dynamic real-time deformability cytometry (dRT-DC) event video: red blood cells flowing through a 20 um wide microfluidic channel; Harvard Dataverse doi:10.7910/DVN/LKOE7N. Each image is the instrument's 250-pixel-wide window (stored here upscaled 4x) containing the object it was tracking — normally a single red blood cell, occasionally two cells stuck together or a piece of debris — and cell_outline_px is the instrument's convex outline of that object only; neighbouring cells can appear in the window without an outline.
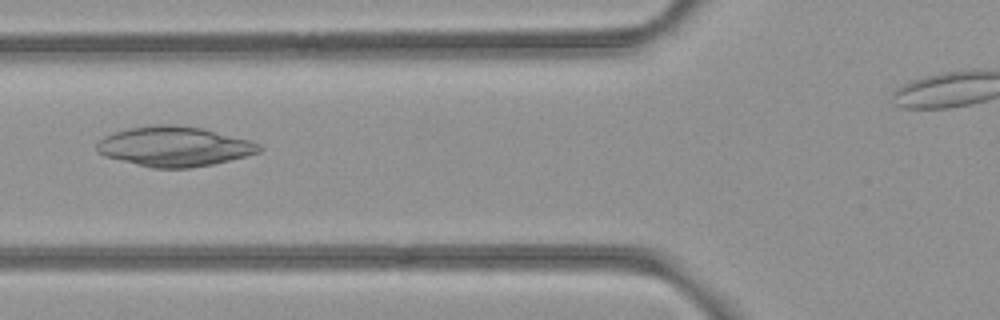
{"species": "common noctule bat (a hibernating species)", "species_latin": "Nyctalus noctula", "temperature_condition": "room temperature", "stored_images_in_passage": 7, "camera_frame_rate_fps": 3000, "um_per_image_px": 0.085, "animal": {"sex": "female", "body_mass_g": 21.9}, "frame": {"image": 1, "passage_image": 6, "time_ms": 1.667, "image_size_px": [1000, 320], "cell_outline_px": [[264, 148], [260, 152], [212, 164], [188, 168], [152, 168], [104, 156], [96, 148], [96, 144], [104, 136], [112, 132], [128, 128], [160, 124], [172, 124], [204, 128], [252, 140], [260, 144]], "centroid_in_image_um": [14.84, 12.43], "position_along_channel_um": 111.0, "area_um2": 37.8}}
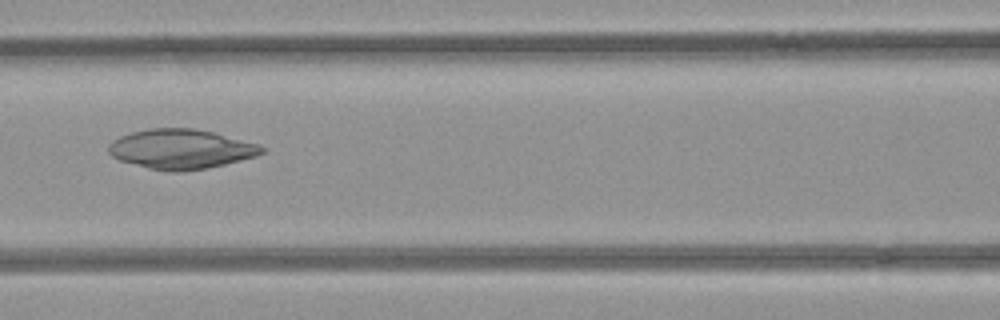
{"frame": {"image": 2, "passage_image": 7, "time_ms": 2.0, "image_size_px": [1000, 320], "cell_outline_px": [[264, 152], [256, 156], [224, 164], [204, 168], [180, 172], [172, 172], [148, 168], [120, 160], [112, 156], [108, 152], [108, 144], [112, 140], [120, 136], [132, 132], [148, 128], [196, 128], [260, 144], [264, 148]], "centroid_in_image_um": [15.36, 12.66], "position_along_channel_um": 151.2, "area_um2": 35.32}}